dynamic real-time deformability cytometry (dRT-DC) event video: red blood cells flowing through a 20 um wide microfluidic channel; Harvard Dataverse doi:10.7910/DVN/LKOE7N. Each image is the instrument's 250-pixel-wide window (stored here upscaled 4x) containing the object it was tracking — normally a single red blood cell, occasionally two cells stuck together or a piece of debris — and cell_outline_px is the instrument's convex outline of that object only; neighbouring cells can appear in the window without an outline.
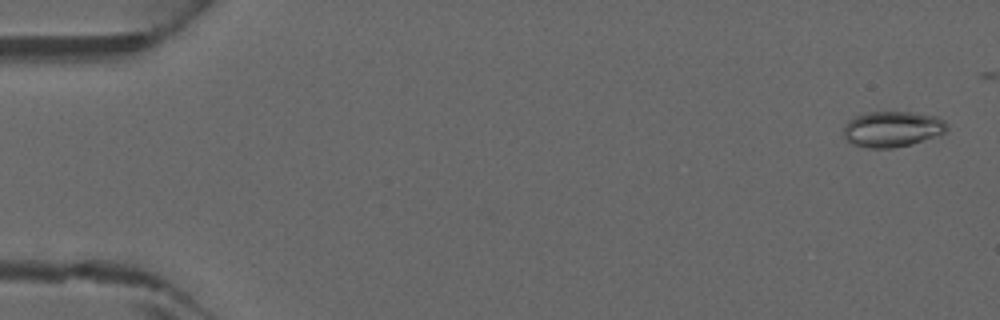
{"species": "common noctule bat (a hibernating species)", "species_latin": "Nyctalus noctula", "temperature_condition": "warm", "stored_images_in_passage": 45, "camera_frame_rate_fps": 3000, "um_per_image_px": 0.085, "animal": {"sex": "male", "forearm_length_mm": 52.5}, "frame": {"image": 1, "passage_image": 2, "time_ms": 0.333, "image_size_px": [1000, 320], "cell_outline_px": [[948, 128], [940, 136], [912, 144], [892, 148], [868, 148], [856, 144], [848, 140], [844, 136], [844, 124], [848, 120], [856, 116], [868, 112], [912, 112], [936, 116], [944, 120], [948, 124]], "centroid_in_image_um": [75.89, 10.97], "position_along_channel_um": 9.1, "area_um2": 21.62}}
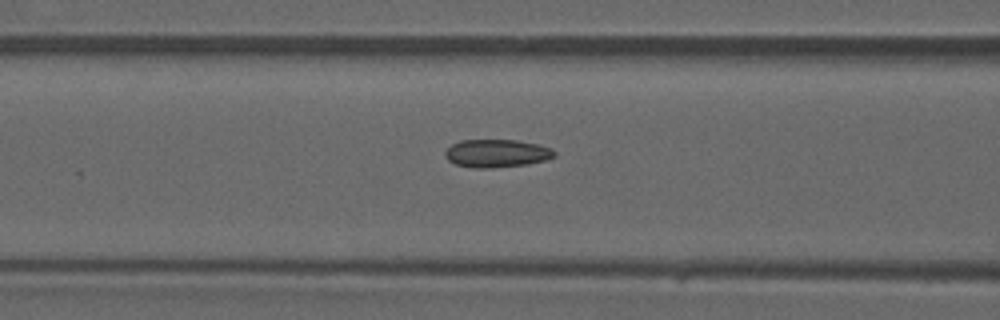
{"frame": {"image": 2, "passage_image": 19, "time_ms": 6.0, "image_size_px": [1000, 320], "cell_outline_px": [[556, 156], [544, 160], [528, 164], [488, 168], [472, 168], [456, 164], [448, 160], [444, 156], [444, 152], [452, 144], [460, 140], [516, 140], [540, 144], [552, 148], [556, 152]], "centroid_in_image_um": [42.23, 13.03], "position_along_channel_um": 124.4, "area_um2": 17.92}}
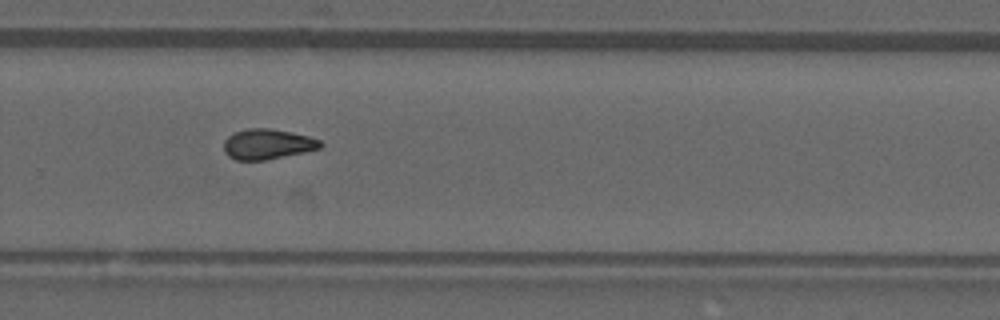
{"frame": {"image": 3, "passage_image": 31, "time_ms": 10.0, "image_size_px": [1000, 320], "cell_outline_px": [[324, 144], [320, 148], [304, 152], [268, 160], [236, 160], [228, 156], [224, 152], [224, 140], [228, 136], [236, 132], [248, 128], [268, 128], [292, 132], [308, 136], [320, 140]], "centroid_in_image_um": [22.74, 12.26], "position_along_channel_um": 307.1, "area_um2": 17.11}}